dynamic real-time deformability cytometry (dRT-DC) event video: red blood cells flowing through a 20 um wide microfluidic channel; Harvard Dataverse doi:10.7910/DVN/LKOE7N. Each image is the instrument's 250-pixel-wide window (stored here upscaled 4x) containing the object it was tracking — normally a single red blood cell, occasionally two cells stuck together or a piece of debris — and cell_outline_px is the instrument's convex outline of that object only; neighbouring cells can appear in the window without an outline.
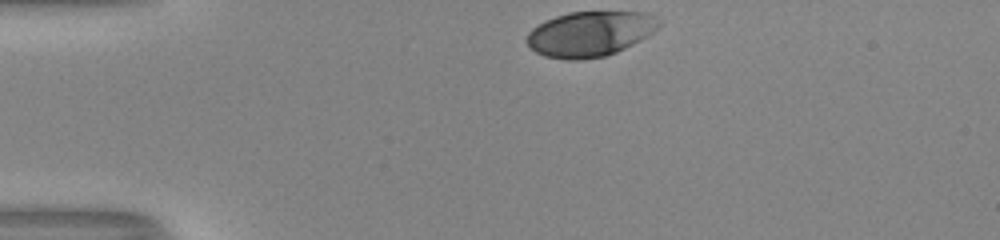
{"species": "human", "species_latin": "Homo sapiens", "temperature_condition": "room temperature", "stored_images_in_passage": 32, "camera_frame_rate_fps": 3000, "um_per_image_px": 0.085, "donor": {"sex": "male"}, "frame": {"image": 1, "passage_image": 1, "time_ms": 0.0, "image_size_px": [1000, 240], "cell_outline_px": [[664, 20], [660, 28], [640, 40], [616, 52], [604, 56], [580, 60], [568, 60], [544, 56], [536, 52], [524, 40], [528, 32], [532, 28], [556, 16], [568, 12], [648, 12]], "centroid_in_image_um": [50.2, 2.87], "position_along_channel_um": 34.8, "area_um2": 34.97}}
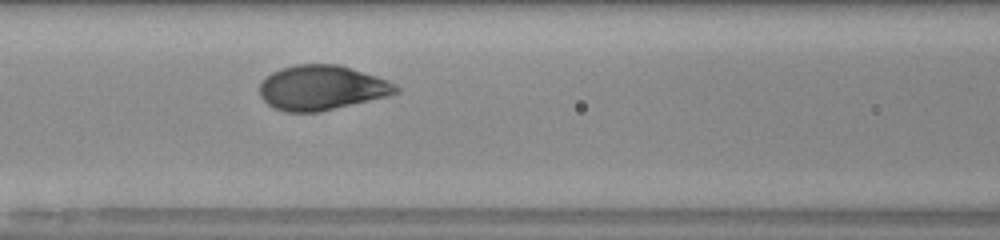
{"frame": {"image": 2, "passage_image": 13, "time_ms": 4.0, "image_size_px": [1000, 240], "cell_outline_px": [[400, 92], [388, 96], [320, 112], [284, 112], [268, 104], [260, 96], [260, 84], [272, 72], [280, 68], [296, 64], [336, 64], [376, 76], [388, 80], [396, 84], [400, 88]], "centroid_in_image_um": [27.36, 7.46], "position_along_channel_um": 139.2, "area_um2": 35.49}}
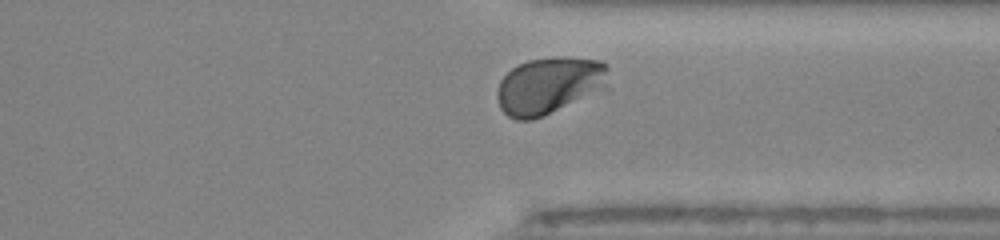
{"frame": {"image": 3, "passage_image": 30, "time_ms": 9.667, "image_size_px": [1000, 240], "cell_outline_px": [[608, 68], [600, 84], [556, 108], [532, 120], [516, 120], [508, 116], [500, 108], [496, 96], [496, 92], [500, 80], [512, 68], [528, 60], [556, 56], [600, 60]], "centroid_in_image_um": [46.46, 7.22], "position_along_channel_um": 364.9, "area_um2": 34.62}, "authors_computed_cell_mechanics": {"area_um2": 35.6626, "velocity_mm_per_s": 3.9725, "shape_relaxation_time_tau1_ms": 1.8536, "shape_relaxation_time_tau2_ms": null, "deformation_change_tau1": 0.1344, "deformation_change_tau2": null}}